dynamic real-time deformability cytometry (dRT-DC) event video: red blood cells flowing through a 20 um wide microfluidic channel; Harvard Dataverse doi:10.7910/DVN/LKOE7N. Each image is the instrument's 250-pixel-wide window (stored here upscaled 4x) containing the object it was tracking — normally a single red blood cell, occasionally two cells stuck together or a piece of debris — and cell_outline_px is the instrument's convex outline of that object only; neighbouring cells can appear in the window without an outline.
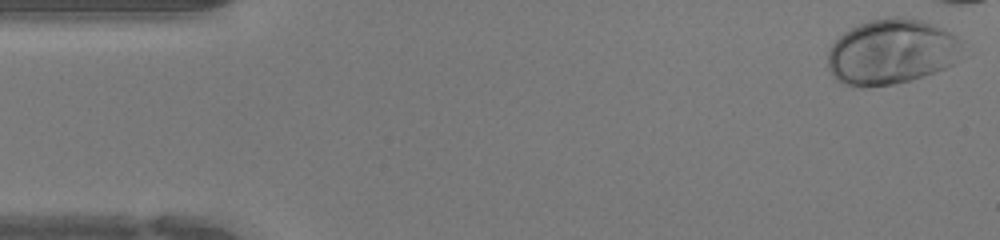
{"species": "human", "species_latin": "Homo sapiens", "temperature_condition": "warm", "stored_images_in_passage": 35, "camera_frame_rate_fps": 3000, "um_per_image_px": 0.085, "donor": {"sex": "female"}, "frame": {"image": 1, "passage_image": 1, "time_ms": 0.0, "image_size_px": [1000, 240], "cell_outline_px": [[960, 40], [952, 64], [936, 72], [908, 80], [892, 84], [864, 88], [852, 88], [840, 84], [832, 76], [828, 68], [828, 52], [832, 44], [844, 32], [860, 24], [872, 20], [888, 16], [900, 16], [920, 20], [940, 28], [956, 36]], "centroid_in_image_um": [75.66, 4.43], "position_along_channel_um": 9.3, "area_um2": 50.75}}
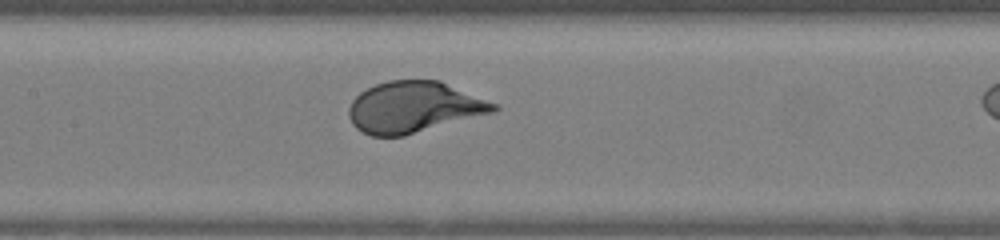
{"frame": {"image": 2, "passage_image": 20, "time_ms": 6.333, "image_size_px": [1000, 240], "cell_outline_px": [[500, 108], [496, 112], [404, 136], [372, 136], [356, 128], [352, 124], [348, 116], [348, 108], [352, 100], [360, 92], [376, 84], [388, 80], [440, 80], [500, 104]], "centroid_in_image_um": [35.23, 9.11], "position_along_channel_um": 172.2, "area_um2": 43.64}}
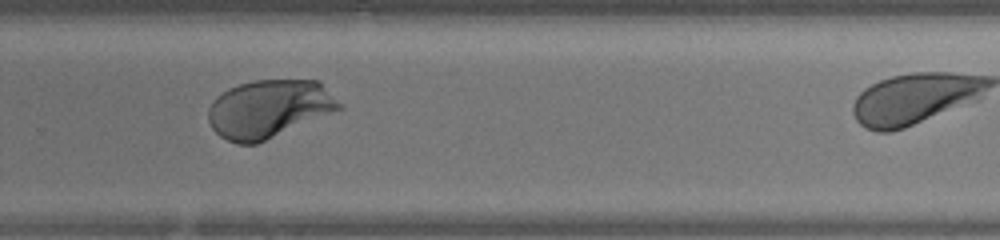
{"frame": {"image": 3, "passage_image": 29, "time_ms": 9.333, "image_size_px": [1000, 240], "cell_outline_px": [[344, 108], [256, 144], [236, 144], [220, 136], [212, 128], [208, 120], [208, 108], [212, 100], [216, 96], [228, 88], [252, 80], [320, 80], [344, 104]], "centroid_in_image_um": [22.89, 9.23], "position_along_channel_um": 306.9, "area_um2": 44.68}}